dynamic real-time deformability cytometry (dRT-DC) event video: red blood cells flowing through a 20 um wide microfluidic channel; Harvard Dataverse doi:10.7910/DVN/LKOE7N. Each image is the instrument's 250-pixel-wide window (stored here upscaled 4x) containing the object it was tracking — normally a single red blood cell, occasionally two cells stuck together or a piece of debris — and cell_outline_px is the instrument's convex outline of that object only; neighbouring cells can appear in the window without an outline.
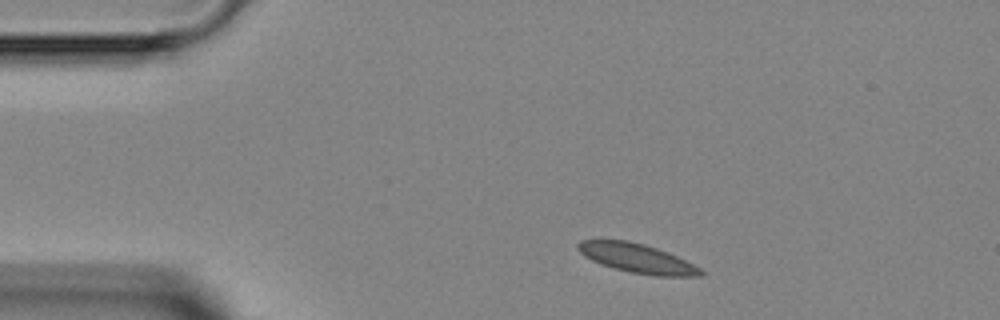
{"species": "Egyptian fruit bat (a non-hibernating species)", "species_latin": "Rousettus aegyptiacus", "temperature_condition": "room temperature", "stored_images_in_passage": 3, "camera_frame_rate_fps": 3000, "um_per_image_px": 0.085, "animal": {"sex": "female"}, "frame": {"image": 1, "passage_image": 1, "time_ms": 0.0, "image_size_px": [1000, 320], "cell_outline_px": [[704, 276], [656, 276], [628, 272], [612, 268], [600, 264], [584, 256], [576, 248], [576, 244], [580, 240], [628, 240], [644, 244], [656, 248], [676, 256], [700, 268], [704, 272]], "centroid_in_image_um": [54.11, 21.96], "position_along_channel_um": 30.9, "area_um2": 20.87}}
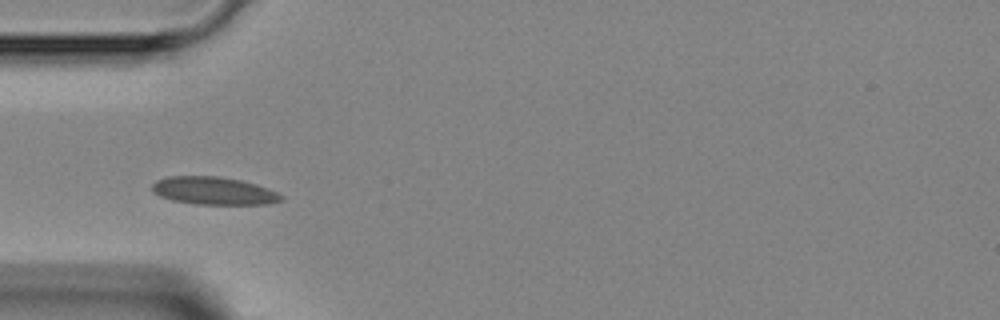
{"frame": {"image": 2, "passage_image": 3, "time_ms": 2.0, "image_size_px": [1000, 320], "cell_outline_px": [[284, 200], [268, 204], [196, 204], [172, 200], [160, 196], [152, 192], [152, 184], [156, 180], [168, 176], [220, 176], [240, 180], [256, 184], [268, 188], [284, 196]], "centroid_in_image_um": [18.17, 16.21], "position_along_channel_um": 66.8, "area_um2": 20.98}}